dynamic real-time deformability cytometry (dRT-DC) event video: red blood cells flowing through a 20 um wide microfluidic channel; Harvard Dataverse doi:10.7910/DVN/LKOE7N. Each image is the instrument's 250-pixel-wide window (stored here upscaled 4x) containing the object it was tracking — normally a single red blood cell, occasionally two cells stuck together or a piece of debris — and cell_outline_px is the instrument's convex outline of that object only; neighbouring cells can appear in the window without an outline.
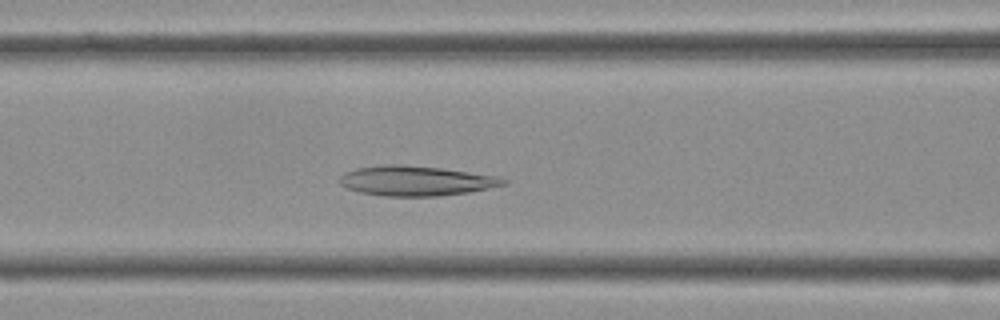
{"species": "Egyptian fruit bat (a non-hibernating species)", "species_latin": "Rousettus aegyptiacus", "temperature_condition": "cold", "stored_images_in_passage": 36, "camera_frame_rate_fps": 3000, "um_per_image_px": 0.085, "frame": {"image": 1, "passage_image": 12, "time_ms": 3.667, "image_size_px": [1000, 320], "cell_outline_px": [[508, 184], [468, 192], [436, 196], [384, 196], [360, 192], [344, 188], [340, 184], [340, 176], [344, 172], [356, 168], [388, 164], [396, 164], [440, 168], [500, 176], [508, 180]], "centroid_in_image_um": [35.35, 15.37], "position_along_channel_um": 131.2, "area_um2": 28.55}}
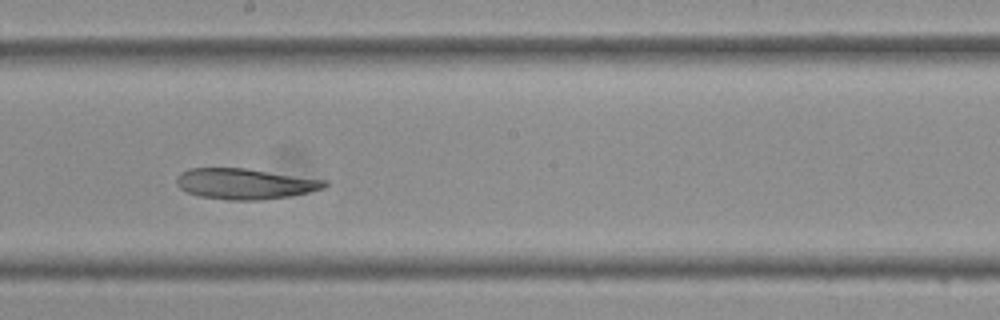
{"frame": {"image": 2, "passage_image": 18, "time_ms": 5.667, "image_size_px": [1000, 320], "cell_outline_px": [[328, 184], [324, 188], [308, 192], [288, 196], [260, 200], [228, 200], [200, 196], [188, 192], [180, 188], [176, 184], [176, 176], [180, 172], [188, 168], [244, 168], [328, 180]], "centroid_in_image_um": [20.8, 15.61], "position_along_channel_um": 227.4, "area_um2": 26.47}}
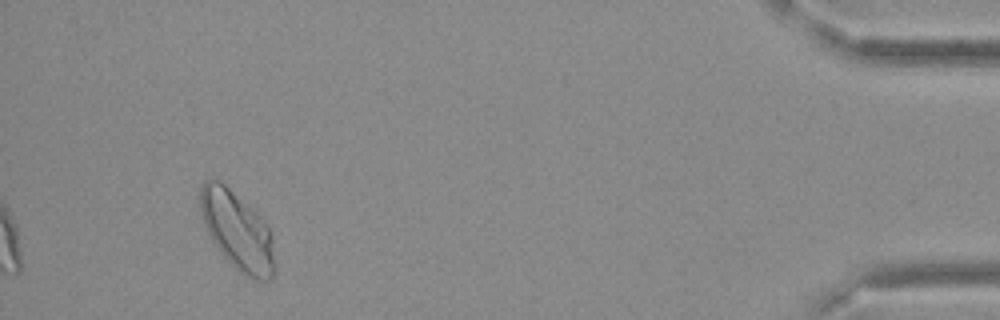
{"frame": {"image": 3, "passage_image": 34, "time_ms": 11.0, "image_size_px": [1000, 320], "cell_outline_px": [[276, 268], [272, 276], [268, 280], [256, 280], [244, 276], [220, 252], [212, 240], [200, 216], [200, 184], [204, 180], [220, 180], [256, 212], [264, 220], [272, 236]], "centroid_in_image_um": [20.17, 19.62], "position_along_channel_um": 415.0, "area_um2": 34.04}}